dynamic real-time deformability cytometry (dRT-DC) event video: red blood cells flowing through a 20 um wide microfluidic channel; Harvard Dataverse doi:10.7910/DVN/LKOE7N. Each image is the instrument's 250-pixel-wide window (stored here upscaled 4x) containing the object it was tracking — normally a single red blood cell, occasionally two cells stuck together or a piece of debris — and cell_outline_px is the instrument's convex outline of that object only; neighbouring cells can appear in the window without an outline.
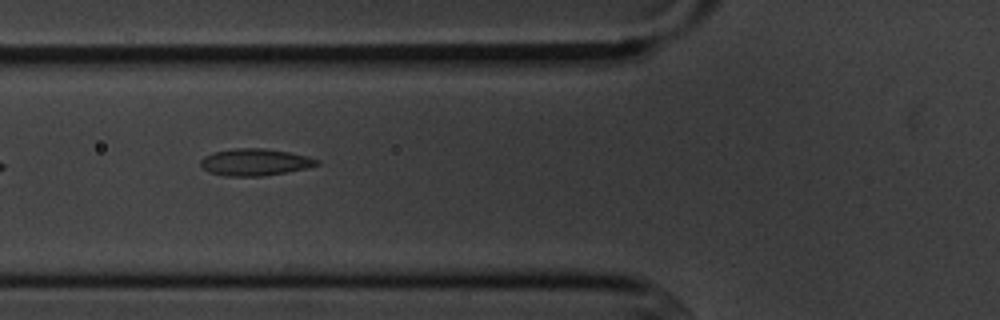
{"species": "common noctule bat (a hibernating species)", "species_latin": "Nyctalus noctula", "temperature_condition": "cold", "stored_images_in_passage": 15, "camera_frame_rate_fps": 3000, "um_per_image_px": 0.085, "animal": {"sex": "male", "body_mass_g": 20.1, "forearm_length_mm": 53.5}, "frame": {"image": 1, "passage_image": 5, "time_ms": 5.667, "image_size_px": [1000, 320], "cell_outline_px": [[320, 164], [304, 168], [264, 176], [224, 176], [208, 172], [200, 168], [200, 160], [204, 156], [212, 152], [232, 148], [264, 148], [288, 152], [308, 156], [320, 160]], "centroid_in_image_um": [21.61, 13.78], "position_along_channel_um": 104.2, "area_um2": 18.38}}
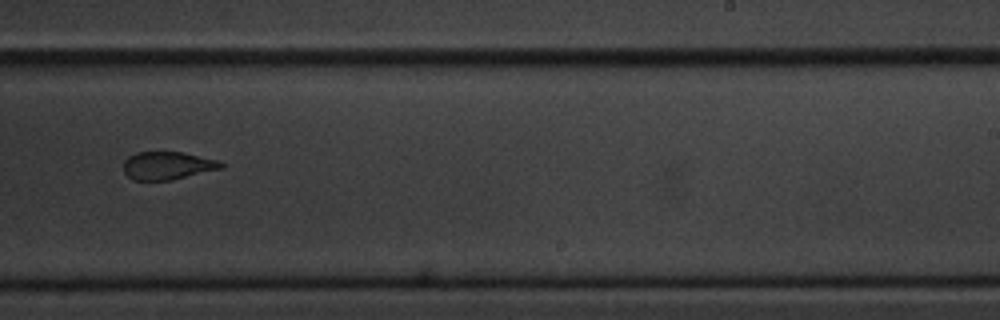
{"frame": {"image": 2, "passage_image": 9, "time_ms": 10.333, "image_size_px": [1000, 320], "cell_outline_px": [[224, 168], [172, 180], [132, 180], [124, 172], [124, 160], [128, 156], [136, 152], [184, 152], [220, 160], [224, 164]], "centroid_in_image_um": [14.27, 14.07], "position_along_channel_um": 274.7, "area_um2": 16.13}}
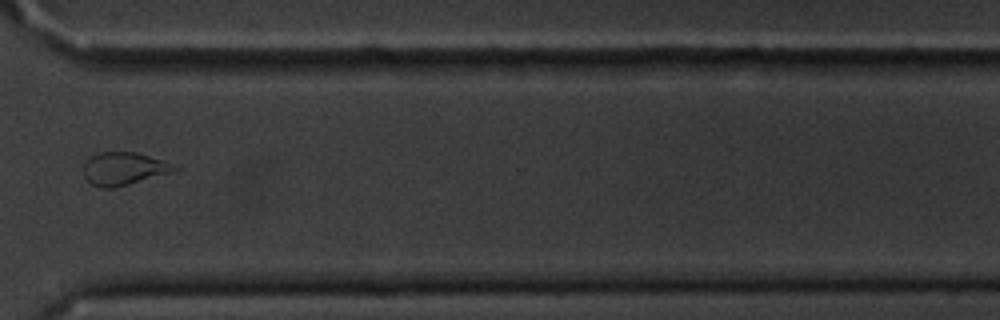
{"frame": {"image": 3, "passage_image": 11, "time_ms": 12.667, "image_size_px": [1000, 320], "cell_outline_px": [[184, 168], [176, 172], [112, 188], [100, 188], [92, 184], [84, 176], [84, 160], [100, 152], [136, 152], [180, 164]], "centroid_in_image_um": [10.65, 14.33], "position_along_channel_um": 360.0, "area_um2": 17.92}, "authors_computed_cell_mechanics": {"area_um2": 20.519, "velocity_mm_per_s": 3.6525, "shape_relaxation_time_tau1_ms": 7.7571, "shape_relaxation_time_tau2_ms": 3.534, "deformation_change_tau1": 0.1554, "deformation_change_tau2": 0.0635}}